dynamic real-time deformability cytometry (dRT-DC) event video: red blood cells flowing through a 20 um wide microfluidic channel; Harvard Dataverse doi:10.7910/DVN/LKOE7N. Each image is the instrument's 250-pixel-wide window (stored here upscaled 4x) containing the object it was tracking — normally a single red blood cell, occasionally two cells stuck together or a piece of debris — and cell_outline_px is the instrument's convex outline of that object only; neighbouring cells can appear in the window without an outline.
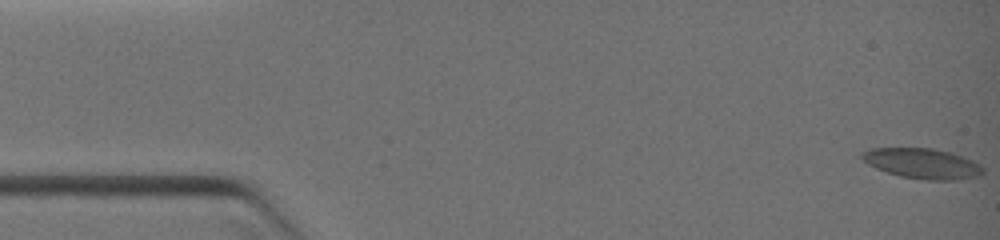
{"species": "common noctule bat (a hibernating species)", "species_latin": "Nyctalus noctula", "temperature_condition": "warm", "stored_images_in_passage": 53, "camera_frame_rate_fps": 3000, "um_per_image_px": 0.085, "animal": {"sex": "female", "body_mass_g": 19.0, "forearm_length_mm": 51.5}, "frame": {"image": 1, "passage_image": 1, "time_ms": 0.0, "image_size_px": [1000, 240], "cell_outline_px": [[984, 172], [980, 176], [956, 180], [928, 180], [900, 176], [876, 168], [868, 164], [860, 156], [860, 152], [868, 148], [932, 148], [952, 152], [972, 160], [980, 164], [984, 168]], "centroid_in_image_um": [78.42, 13.89], "position_along_channel_um": 6.6, "area_um2": 21.5}}
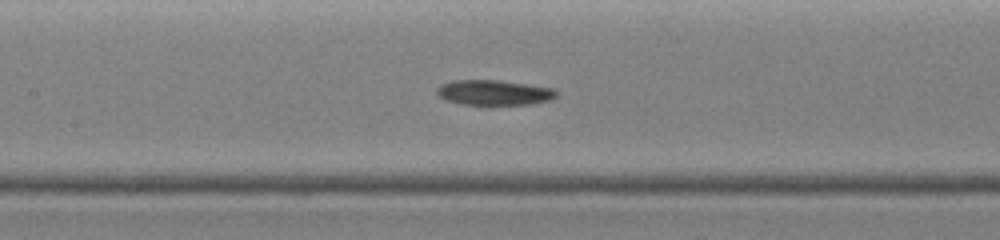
{"frame": {"image": 2, "passage_image": 25, "time_ms": 5.667, "image_size_px": [1000, 240], "cell_outline_px": [[560, 92], [552, 100], [528, 104], [464, 104], [448, 100], [440, 96], [436, 92], [436, 88], [440, 84], [456, 80], [500, 80], [556, 88]], "centroid_in_image_um": [42.06, 7.85], "position_along_channel_um": 165.3, "area_um2": 17.51}}
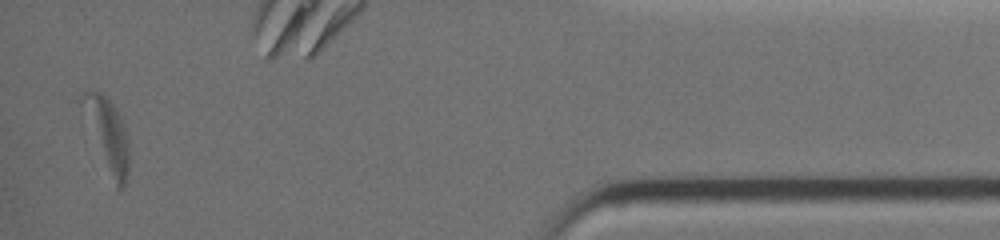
{"frame": {"image": 3, "passage_image": 52, "time_ms": 12.0, "image_size_px": [1000, 240], "cell_outline_px": [[128, 172], [124, 188], [116, 188], [80, 116], [80, 104], [84, 92], [100, 92], [116, 108], [120, 116], [128, 140]], "centroid_in_image_um": [9.07, 11.45], "position_along_channel_um": 426.1, "area_um2": 19.94}}